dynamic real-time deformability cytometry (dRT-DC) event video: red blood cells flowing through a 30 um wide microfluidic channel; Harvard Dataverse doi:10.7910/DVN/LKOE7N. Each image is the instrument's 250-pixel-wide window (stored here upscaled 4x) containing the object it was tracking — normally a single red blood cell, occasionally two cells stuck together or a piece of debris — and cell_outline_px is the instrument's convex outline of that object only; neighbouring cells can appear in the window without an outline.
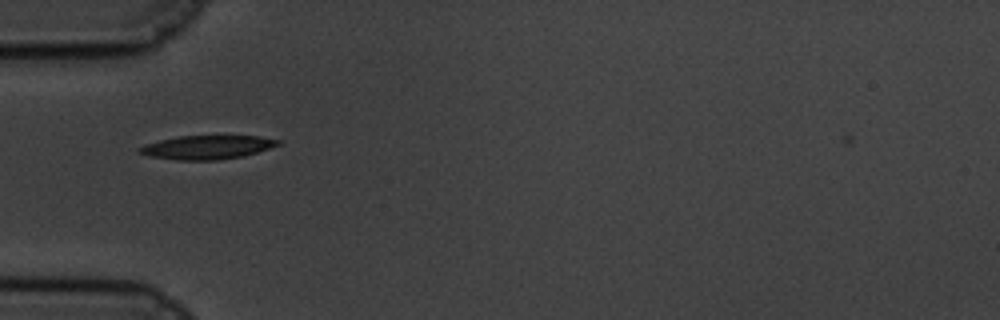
{"species": "common noctule bat (a hibernating species)", "species_latin": "Nyctalus noctula", "temperature_condition": "cold", "stored_images_in_passage": 45, "camera_frame_rate_fps": 3000, "um_per_image_px": 0.085, "animal": {"sex": "male", "body_mass_g": 19.5, "forearm_length_mm": 54.6}, "frame": {"image": 1, "passage_image": 4, "time_ms": 1.0, "image_size_px": [1000, 320], "cell_outline_px": [[280, 144], [244, 156], [216, 160], [176, 160], [148, 156], [136, 152], [136, 148], [144, 144], [160, 140], [180, 136], [260, 136], [280, 140]], "centroid_in_image_um": [17.53, 12.52], "position_along_channel_um": 67.5, "area_um2": 19.19}}
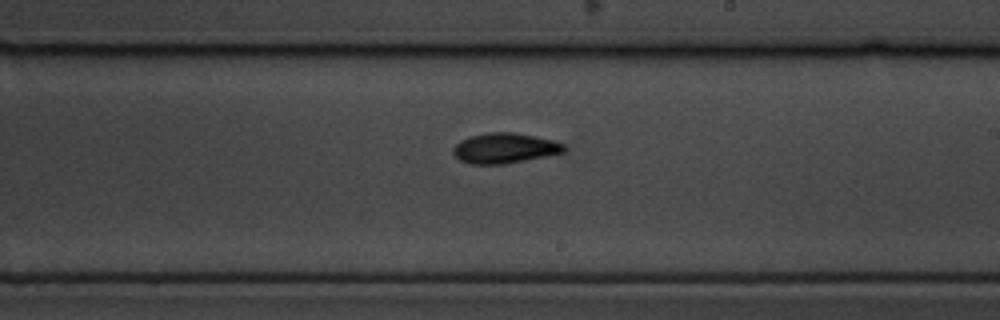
{"frame": {"image": 2, "passage_image": 20, "time_ms": 6.333, "image_size_px": [1000, 320], "cell_outline_px": [[568, 148], [564, 152], [504, 164], [468, 164], [460, 160], [452, 152], [452, 148], [460, 140], [468, 136], [488, 132], [516, 132], [552, 140], [564, 144]], "centroid_in_image_um": [42.86, 12.58], "position_along_channel_um": 246.1, "area_um2": 19.59}}
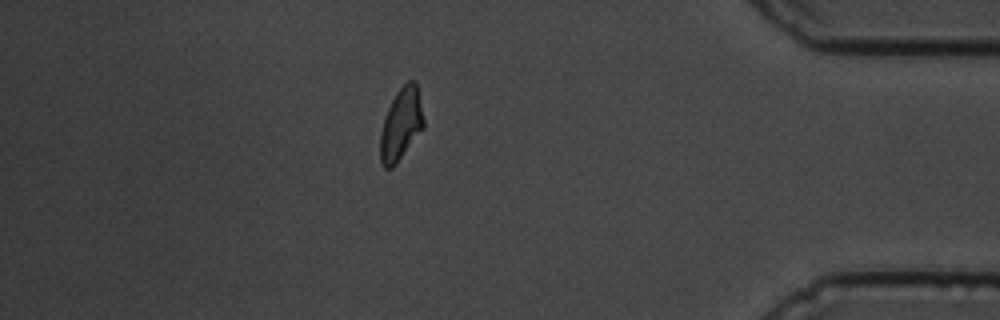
{"frame": {"image": 3, "passage_image": 37, "time_ms": 12.0, "image_size_px": [1000, 320], "cell_outline_px": [[424, 128], [396, 164], [392, 168], [384, 168], [380, 160], [380, 132], [384, 116], [396, 92], [408, 80], [416, 80], [424, 120]], "centroid_in_image_um": [34.08, 10.56], "position_along_channel_um": 401.1, "area_um2": 18.32}, "authors_computed_cell_mechanics": {"area_um2": 18.7272, "velocity_mm_per_s": 3.367, "shape_relaxation_time_tau1_ms": 2.7312, "shape_relaxation_time_tau2_ms": 3.6969, "deformation_change_tau1": 0.1417, "deformation_change_tau2": 0.0694}}